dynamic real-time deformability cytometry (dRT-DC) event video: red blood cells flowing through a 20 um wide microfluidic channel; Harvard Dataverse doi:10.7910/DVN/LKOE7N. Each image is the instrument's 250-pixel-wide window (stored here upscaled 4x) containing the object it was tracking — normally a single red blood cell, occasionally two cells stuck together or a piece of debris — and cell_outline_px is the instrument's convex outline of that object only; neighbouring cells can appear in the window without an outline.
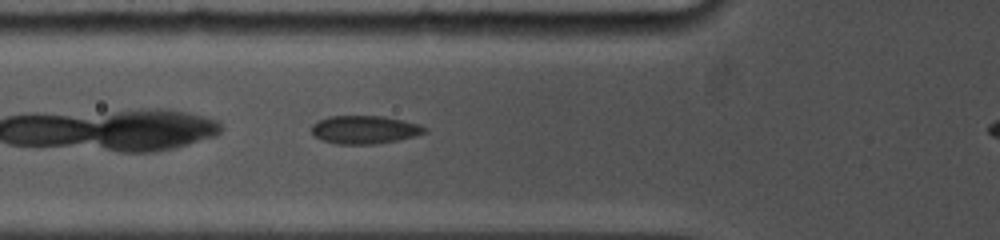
{"species": "common noctule bat (a hibernating species)", "species_latin": "Nyctalus noctula", "temperature_condition": "cold", "stored_images_in_passage": 25, "camera_frame_rate_fps": 5000, "um_per_image_px": 0.085, "animal": {"sex": "female", "body_mass_g": 19.0, "forearm_length_mm": 53.3}, "frame": {"image": 1, "passage_image": 18, "time_ms": 3.6, "image_size_px": [1000, 240], "cell_outline_px": [[428, 132], [416, 136], [376, 144], [336, 144], [320, 140], [312, 136], [312, 124], [316, 120], [328, 116], [384, 116], [404, 120], [420, 124], [428, 128]], "centroid_in_image_um": [30.98, 11.02], "position_along_channel_um": 94.8, "area_um2": 18.96}}
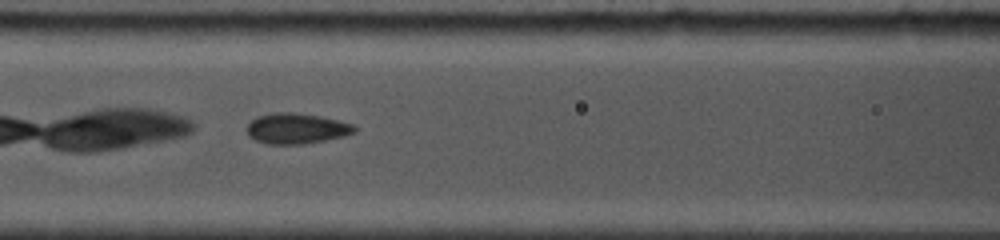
{"frame": {"image": 2, "passage_image": 22, "time_ms": 4.8, "image_size_px": [1000, 240], "cell_outline_px": [[356, 132], [344, 136], [304, 144], [268, 144], [256, 140], [248, 136], [244, 128], [256, 116], [276, 112], [292, 112], [320, 116], [352, 124], [356, 128]], "centroid_in_image_um": [25.15, 10.92], "position_along_channel_um": 141.5, "area_um2": 19.19}}